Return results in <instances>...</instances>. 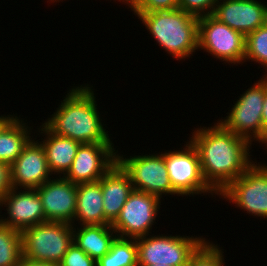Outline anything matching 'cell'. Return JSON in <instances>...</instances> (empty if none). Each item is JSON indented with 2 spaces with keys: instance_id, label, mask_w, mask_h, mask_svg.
I'll use <instances>...</instances> for the list:
<instances>
[{
  "instance_id": "2",
  "label": "cell",
  "mask_w": 267,
  "mask_h": 266,
  "mask_svg": "<svg viewBox=\"0 0 267 266\" xmlns=\"http://www.w3.org/2000/svg\"><path fill=\"white\" fill-rule=\"evenodd\" d=\"M92 88L89 84L73 86L56 112L43 124L54 134L80 144L112 143L100 118Z\"/></svg>"
},
{
  "instance_id": "32",
  "label": "cell",
  "mask_w": 267,
  "mask_h": 266,
  "mask_svg": "<svg viewBox=\"0 0 267 266\" xmlns=\"http://www.w3.org/2000/svg\"><path fill=\"white\" fill-rule=\"evenodd\" d=\"M16 117V115H1L0 116V133L3 131V129Z\"/></svg>"
},
{
  "instance_id": "18",
  "label": "cell",
  "mask_w": 267,
  "mask_h": 266,
  "mask_svg": "<svg viewBox=\"0 0 267 266\" xmlns=\"http://www.w3.org/2000/svg\"><path fill=\"white\" fill-rule=\"evenodd\" d=\"M37 131L42 137L45 136L44 139L41 138L43 141L39 142L44 147L51 173L64 176L70 169L81 144L71 138L54 134L43 123Z\"/></svg>"
},
{
  "instance_id": "36",
  "label": "cell",
  "mask_w": 267,
  "mask_h": 266,
  "mask_svg": "<svg viewBox=\"0 0 267 266\" xmlns=\"http://www.w3.org/2000/svg\"><path fill=\"white\" fill-rule=\"evenodd\" d=\"M49 1H51L50 3H54V2H59V1H61V0H49ZM63 1V0H62Z\"/></svg>"
},
{
  "instance_id": "1",
  "label": "cell",
  "mask_w": 267,
  "mask_h": 266,
  "mask_svg": "<svg viewBox=\"0 0 267 266\" xmlns=\"http://www.w3.org/2000/svg\"><path fill=\"white\" fill-rule=\"evenodd\" d=\"M193 131L189 140L198 151L203 178L219 195L254 163L249 152L252 144L218 121Z\"/></svg>"
},
{
  "instance_id": "9",
  "label": "cell",
  "mask_w": 267,
  "mask_h": 266,
  "mask_svg": "<svg viewBox=\"0 0 267 266\" xmlns=\"http://www.w3.org/2000/svg\"><path fill=\"white\" fill-rule=\"evenodd\" d=\"M187 141L185 148L163 153L173 189L182 197L198 194L218 196L203 178L197 149L191 141Z\"/></svg>"
},
{
  "instance_id": "13",
  "label": "cell",
  "mask_w": 267,
  "mask_h": 266,
  "mask_svg": "<svg viewBox=\"0 0 267 266\" xmlns=\"http://www.w3.org/2000/svg\"><path fill=\"white\" fill-rule=\"evenodd\" d=\"M55 178L46 181L36 189L42 201L45 221L63 222L74 226L77 184L63 176Z\"/></svg>"
},
{
  "instance_id": "3",
  "label": "cell",
  "mask_w": 267,
  "mask_h": 266,
  "mask_svg": "<svg viewBox=\"0 0 267 266\" xmlns=\"http://www.w3.org/2000/svg\"><path fill=\"white\" fill-rule=\"evenodd\" d=\"M133 14L142 21L158 46L173 56V59L185 61L199 50V17L180 8Z\"/></svg>"
},
{
  "instance_id": "15",
  "label": "cell",
  "mask_w": 267,
  "mask_h": 266,
  "mask_svg": "<svg viewBox=\"0 0 267 266\" xmlns=\"http://www.w3.org/2000/svg\"><path fill=\"white\" fill-rule=\"evenodd\" d=\"M3 207H6L8 216L0 215V222L19 232L45 222L42 201L36 189L12 188L0 201V210Z\"/></svg>"
},
{
  "instance_id": "22",
  "label": "cell",
  "mask_w": 267,
  "mask_h": 266,
  "mask_svg": "<svg viewBox=\"0 0 267 266\" xmlns=\"http://www.w3.org/2000/svg\"><path fill=\"white\" fill-rule=\"evenodd\" d=\"M96 263L97 266H138L136 239L116 237L109 252Z\"/></svg>"
},
{
  "instance_id": "24",
  "label": "cell",
  "mask_w": 267,
  "mask_h": 266,
  "mask_svg": "<svg viewBox=\"0 0 267 266\" xmlns=\"http://www.w3.org/2000/svg\"><path fill=\"white\" fill-rule=\"evenodd\" d=\"M250 60L261 64L267 72V23L245 36L244 62Z\"/></svg>"
},
{
  "instance_id": "28",
  "label": "cell",
  "mask_w": 267,
  "mask_h": 266,
  "mask_svg": "<svg viewBox=\"0 0 267 266\" xmlns=\"http://www.w3.org/2000/svg\"><path fill=\"white\" fill-rule=\"evenodd\" d=\"M179 8V0H138L131 8L134 13L175 10Z\"/></svg>"
},
{
  "instance_id": "31",
  "label": "cell",
  "mask_w": 267,
  "mask_h": 266,
  "mask_svg": "<svg viewBox=\"0 0 267 266\" xmlns=\"http://www.w3.org/2000/svg\"><path fill=\"white\" fill-rule=\"evenodd\" d=\"M19 266H58V265L44 263V262H35V261H31L29 259L22 257Z\"/></svg>"
},
{
  "instance_id": "17",
  "label": "cell",
  "mask_w": 267,
  "mask_h": 266,
  "mask_svg": "<svg viewBox=\"0 0 267 266\" xmlns=\"http://www.w3.org/2000/svg\"><path fill=\"white\" fill-rule=\"evenodd\" d=\"M99 182L103 195L104 225H111L134 188L128 174L117 162Z\"/></svg>"
},
{
  "instance_id": "33",
  "label": "cell",
  "mask_w": 267,
  "mask_h": 266,
  "mask_svg": "<svg viewBox=\"0 0 267 266\" xmlns=\"http://www.w3.org/2000/svg\"><path fill=\"white\" fill-rule=\"evenodd\" d=\"M121 1L124 2L123 4H126L129 8H132L137 3L138 0H118V2L120 3Z\"/></svg>"
},
{
  "instance_id": "19",
  "label": "cell",
  "mask_w": 267,
  "mask_h": 266,
  "mask_svg": "<svg viewBox=\"0 0 267 266\" xmlns=\"http://www.w3.org/2000/svg\"><path fill=\"white\" fill-rule=\"evenodd\" d=\"M73 226V243L96 262L107 254L112 242L117 237L111 225Z\"/></svg>"
},
{
  "instance_id": "4",
  "label": "cell",
  "mask_w": 267,
  "mask_h": 266,
  "mask_svg": "<svg viewBox=\"0 0 267 266\" xmlns=\"http://www.w3.org/2000/svg\"><path fill=\"white\" fill-rule=\"evenodd\" d=\"M21 237L24 258L58 265L73 243V225L45 221L23 230Z\"/></svg>"
},
{
  "instance_id": "5",
  "label": "cell",
  "mask_w": 267,
  "mask_h": 266,
  "mask_svg": "<svg viewBox=\"0 0 267 266\" xmlns=\"http://www.w3.org/2000/svg\"><path fill=\"white\" fill-rule=\"evenodd\" d=\"M207 239L203 236L146 235L136 238L138 266H187L191 256Z\"/></svg>"
},
{
  "instance_id": "35",
  "label": "cell",
  "mask_w": 267,
  "mask_h": 266,
  "mask_svg": "<svg viewBox=\"0 0 267 266\" xmlns=\"http://www.w3.org/2000/svg\"><path fill=\"white\" fill-rule=\"evenodd\" d=\"M148 266H168V265H161V264L156 265V264H154V265H148Z\"/></svg>"
},
{
  "instance_id": "30",
  "label": "cell",
  "mask_w": 267,
  "mask_h": 266,
  "mask_svg": "<svg viewBox=\"0 0 267 266\" xmlns=\"http://www.w3.org/2000/svg\"><path fill=\"white\" fill-rule=\"evenodd\" d=\"M262 120H263V139H264L267 133V75L266 74H265V97L263 102Z\"/></svg>"
},
{
  "instance_id": "23",
  "label": "cell",
  "mask_w": 267,
  "mask_h": 266,
  "mask_svg": "<svg viewBox=\"0 0 267 266\" xmlns=\"http://www.w3.org/2000/svg\"><path fill=\"white\" fill-rule=\"evenodd\" d=\"M22 257L21 232L0 222V266H19Z\"/></svg>"
},
{
  "instance_id": "8",
  "label": "cell",
  "mask_w": 267,
  "mask_h": 266,
  "mask_svg": "<svg viewBox=\"0 0 267 266\" xmlns=\"http://www.w3.org/2000/svg\"><path fill=\"white\" fill-rule=\"evenodd\" d=\"M198 49L226 64H243L245 36L220 22L213 15L199 17Z\"/></svg>"
},
{
  "instance_id": "16",
  "label": "cell",
  "mask_w": 267,
  "mask_h": 266,
  "mask_svg": "<svg viewBox=\"0 0 267 266\" xmlns=\"http://www.w3.org/2000/svg\"><path fill=\"white\" fill-rule=\"evenodd\" d=\"M258 0H218L213 16L244 36L267 23V4Z\"/></svg>"
},
{
  "instance_id": "26",
  "label": "cell",
  "mask_w": 267,
  "mask_h": 266,
  "mask_svg": "<svg viewBox=\"0 0 267 266\" xmlns=\"http://www.w3.org/2000/svg\"><path fill=\"white\" fill-rule=\"evenodd\" d=\"M58 266H97L96 261L72 243Z\"/></svg>"
},
{
  "instance_id": "20",
  "label": "cell",
  "mask_w": 267,
  "mask_h": 266,
  "mask_svg": "<svg viewBox=\"0 0 267 266\" xmlns=\"http://www.w3.org/2000/svg\"><path fill=\"white\" fill-rule=\"evenodd\" d=\"M80 226L104 224L103 195L98 181L77 184L74 222Z\"/></svg>"
},
{
  "instance_id": "14",
  "label": "cell",
  "mask_w": 267,
  "mask_h": 266,
  "mask_svg": "<svg viewBox=\"0 0 267 266\" xmlns=\"http://www.w3.org/2000/svg\"><path fill=\"white\" fill-rule=\"evenodd\" d=\"M31 136L32 139L10 165L12 188L37 189L52 179L44 147L37 138Z\"/></svg>"
},
{
  "instance_id": "34",
  "label": "cell",
  "mask_w": 267,
  "mask_h": 266,
  "mask_svg": "<svg viewBox=\"0 0 267 266\" xmlns=\"http://www.w3.org/2000/svg\"><path fill=\"white\" fill-rule=\"evenodd\" d=\"M262 144H264L266 147H265V150L267 149V133H266V136L265 138L263 139V141L261 142V146Z\"/></svg>"
},
{
  "instance_id": "7",
  "label": "cell",
  "mask_w": 267,
  "mask_h": 266,
  "mask_svg": "<svg viewBox=\"0 0 267 266\" xmlns=\"http://www.w3.org/2000/svg\"><path fill=\"white\" fill-rule=\"evenodd\" d=\"M117 163L128 174L135 190L155 195L163 200L164 194V196L167 194V196H180L171 185L162 152L126 158L117 150Z\"/></svg>"
},
{
  "instance_id": "6",
  "label": "cell",
  "mask_w": 267,
  "mask_h": 266,
  "mask_svg": "<svg viewBox=\"0 0 267 266\" xmlns=\"http://www.w3.org/2000/svg\"><path fill=\"white\" fill-rule=\"evenodd\" d=\"M265 97V74L236 99L228 116L218 122L251 144L263 141V102Z\"/></svg>"
},
{
  "instance_id": "27",
  "label": "cell",
  "mask_w": 267,
  "mask_h": 266,
  "mask_svg": "<svg viewBox=\"0 0 267 266\" xmlns=\"http://www.w3.org/2000/svg\"><path fill=\"white\" fill-rule=\"evenodd\" d=\"M218 0H179V8L197 17L212 15Z\"/></svg>"
},
{
  "instance_id": "25",
  "label": "cell",
  "mask_w": 267,
  "mask_h": 266,
  "mask_svg": "<svg viewBox=\"0 0 267 266\" xmlns=\"http://www.w3.org/2000/svg\"><path fill=\"white\" fill-rule=\"evenodd\" d=\"M223 249L206 240L191 256L187 266H224Z\"/></svg>"
},
{
  "instance_id": "21",
  "label": "cell",
  "mask_w": 267,
  "mask_h": 266,
  "mask_svg": "<svg viewBox=\"0 0 267 266\" xmlns=\"http://www.w3.org/2000/svg\"><path fill=\"white\" fill-rule=\"evenodd\" d=\"M16 116L0 133V162L11 165L31 138L33 127Z\"/></svg>"
},
{
  "instance_id": "11",
  "label": "cell",
  "mask_w": 267,
  "mask_h": 266,
  "mask_svg": "<svg viewBox=\"0 0 267 266\" xmlns=\"http://www.w3.org/2000/svg\"><path fill=\"white\" fill-rule=\"evenodd\" d=\"M161 199L143 191L133 190L119 216L111 224L117 237L136 239L151 233L161 208Z\"/></svg>"
},
{
  "instance_id": "29",
  "label": "cell",
  "mask_w": 267,
  "mask_h": 266,
  "mask_svg": "<svg viewBox=\"0 0 267 266\" xmlns=\"http://www.w3.org/2000/svg\"><path fill=\"white\" fill-rule=\"evenodd\" d=\"M11 189L10 165L0 162V201Z\"/></svg>"
},
{
  "instance_id": "10",
  "label": "cell",
  "mask_w": 267,
  "mask_h": 266,
  "mask_svg": "<svg viewBox=\"0 0 267 266\" xmlns=\"http://www.w3.org/2000/svg\"><path fill=\"white\" fill-rule=\"evenodd\" d=\"M218 196L223 200L227 199L247 214L267 219V165L255 160Z\"/></svg>"
},
{
  "instance_id": "12",
  "label": "cell",
  "mask_w": 267,
  "mask_h": 266,
  "mask_svg": "<svg viewBox=\"0 0 267 266\" xmlns=\"http://www.w3.org/2000/svg\"><path fill=\"white\" fill-rule=\"evenodd\" d=\"M117 162L113 143L81 144L70 169L63 176L74 184L98 181Z\"/></svg>"
}]
</instances>
